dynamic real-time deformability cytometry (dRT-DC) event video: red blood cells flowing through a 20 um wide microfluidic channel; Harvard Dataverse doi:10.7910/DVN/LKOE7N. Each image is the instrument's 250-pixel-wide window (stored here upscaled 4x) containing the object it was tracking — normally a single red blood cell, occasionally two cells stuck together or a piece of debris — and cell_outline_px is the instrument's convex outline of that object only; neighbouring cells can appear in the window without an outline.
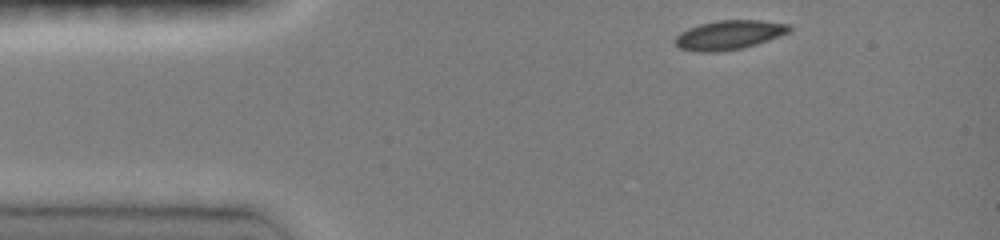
{"species": "common noctule bat (a hibernating species)", "species_latin": "Nyctalus noctula", "temperature_condition": "room temperature", "stored_images_in_passage": 53, "camera_frame_rate_fps": 3000, "um_per_image_px": 0.085, "animal": {"sex": "female", "body_mass_g": 19.0, "forearm_length_mm": 51.5}, "frame": {"image": 1, "passage_image": 1, "time_ms": 0.0, "image_size_px": [1000, 240], "cell_outline_px": [[792, 28], [788, 32], [780, 36], [756, 44], [740, 48], [716, 52], [696, 52], [680, 48], [672, 40], [680, 32], [688, 28], [700, 24], [720, 20], [760, 20], [792, 24]], "centroid_in_image_um": [61.96, 2.96], "position_along_channel_um": 23.0, "area_um2": 19.48}}
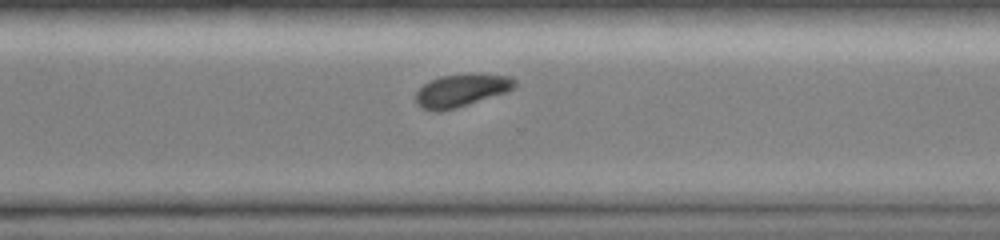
{"frame": {"image": 2, "passage_image": 38, "time_ms": 9.0, "image_size_px": [1000, 240], "cell_outline_px": [[516, 84], [508, 92], [456, 108], [436, 112], [424, 108], [416, 104], [416, 92], [424, 84], [440, 76], [468, 72], [472, 72], [512, 76], [516, 80]], "centroid_in_image_um": [39.26, 7.65], "position_along_channel_um": 331.3, "area_um2": 19.19}}
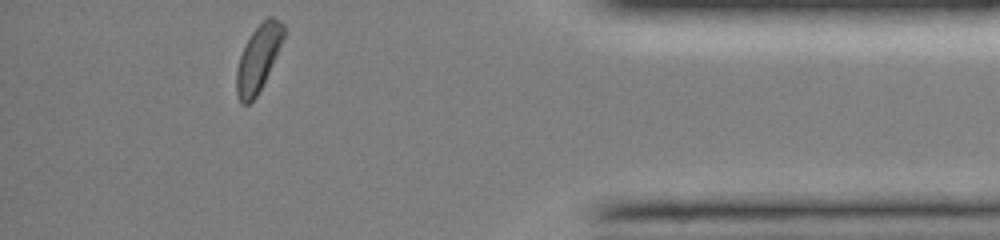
{"frame": {"image": 3, "passage_image": 53, "time_ms": 11.667, "image_size_px": [1000, 240], "cell_outline_px": [[284, 36], [268, 72], [256, 96], [248, 104], [240, 104], [236, 92], [236, 68], [240, 56], [252, 32], [268, 16], [272, 16], [284, 24]], "centroid_in_image_um": [21.92, 4.96], "position_along_channel_um": 413.3, "area_um2": 17.57}, "authors_computed_cell_mechanics": {"area_um2": 19.8832, "velocity_mm_per_s": 4.0889, "shape_relaxation_time_tau1_ms": 2.9069, "shape_relaxation_time_tau2_ms": null, "deformation_change_tau1": 0.1122, "deformation_change_tau2": null}}